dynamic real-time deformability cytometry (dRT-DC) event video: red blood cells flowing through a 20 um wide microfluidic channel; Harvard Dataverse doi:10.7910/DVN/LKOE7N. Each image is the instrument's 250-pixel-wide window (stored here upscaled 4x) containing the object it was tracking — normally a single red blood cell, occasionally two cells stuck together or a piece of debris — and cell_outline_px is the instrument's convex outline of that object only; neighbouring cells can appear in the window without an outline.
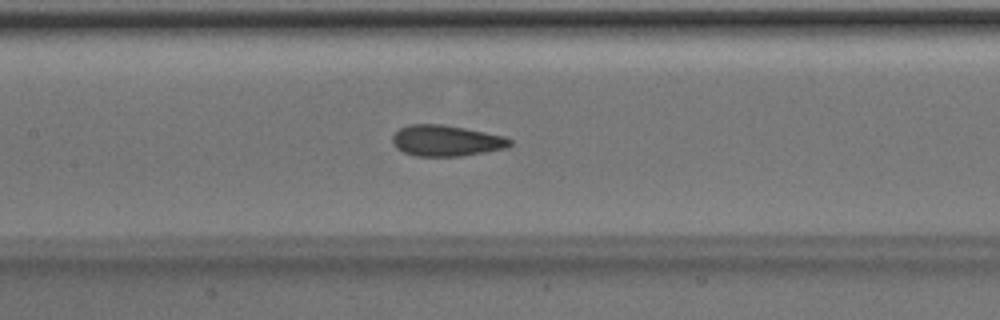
{"species": "Egyptian fruit bat (a non-hibernating species)", "species_latin": "Rousettus aegyptiacus", "temperature_condition": "room temperature", "stored_images_in_passage": 51, "camera_frame_rate_fps": 3000, "um_per_image_px": 0.085, "animal": {"sex": "male"}, "frame": {"image": 1, "passage_image": 24, "time_ms": 7.667, "image_size_px": [1000, 320], "cell_outline_px": [[512, 144], [504, 148], [484, 152], [460, 156], [416, 156], [404, 152], [396, 148], [392, 144], [392, 136], [400, 128], [408, 124], [440, 124], [464, 128], [504, 136], [512, 140]], "centroid_in_image_um": [37.89, 11.95], "position_along_channel_um": 169.5, "area_um2": 21.1}}
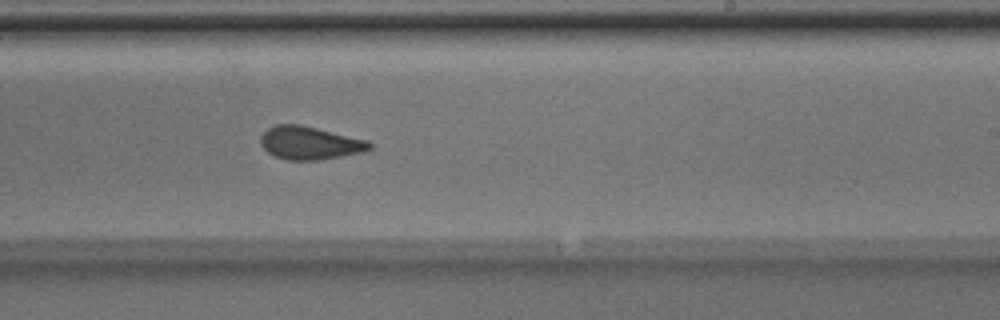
{"frame": {"image": 2, "passage_image": 31, "time_ms": 10.0, "image_size_px": [1000, 320], "cell_outline_px": [[372, 148], [364, 152], [320, 160], [288, 160], [276, 156], [268, 152], [260, 144], [260, 136], [268, 128], [276, 124], [300, 124], [368, 140], [372, 144]], "centroid_in_image_um": [26.34, 12.15], "position_along_channel_um": 262.7, "area_um2": 21.04}}
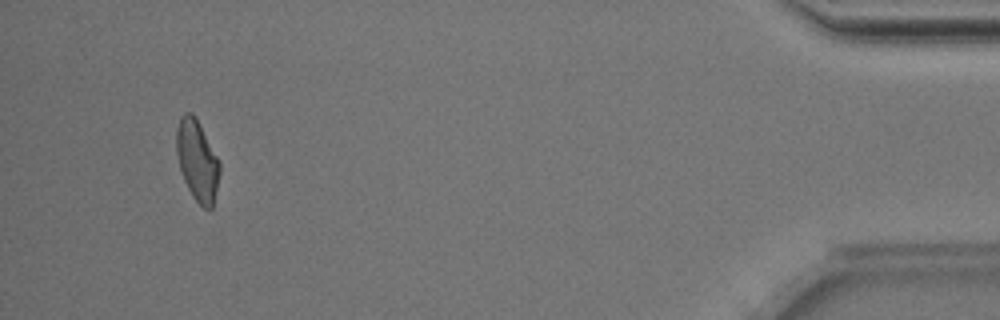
{"frame": {"image": 3, "passage_image": 48, "time_ms": 15.667, "image_size_px": [1000, 320], "cell_outline_px": [[220, 172], [212, 208], [208, 212], [192, 196], [184, 180], [180, 168], [176, 152], [176, 128], [180, 116], [184, 112], [192, 112], [196, 116], [220, 160]], "centroid_in_image_um": [16.77, 13.6], "position_along_channel_um": 418.4, "area_um2": 20.63}, "authors_computed_cell_mechanics": {"area_um2": 21.5016, "velocity_mm_per_s": 4.0175, "shape_relaxation_time_tau1_ms": 4.4689, "shape_relaxation_time_tau2_ms": 1.1653, "deformation_change_tau1": 0.1364, "deformation_change_tau2": 0.0773}}